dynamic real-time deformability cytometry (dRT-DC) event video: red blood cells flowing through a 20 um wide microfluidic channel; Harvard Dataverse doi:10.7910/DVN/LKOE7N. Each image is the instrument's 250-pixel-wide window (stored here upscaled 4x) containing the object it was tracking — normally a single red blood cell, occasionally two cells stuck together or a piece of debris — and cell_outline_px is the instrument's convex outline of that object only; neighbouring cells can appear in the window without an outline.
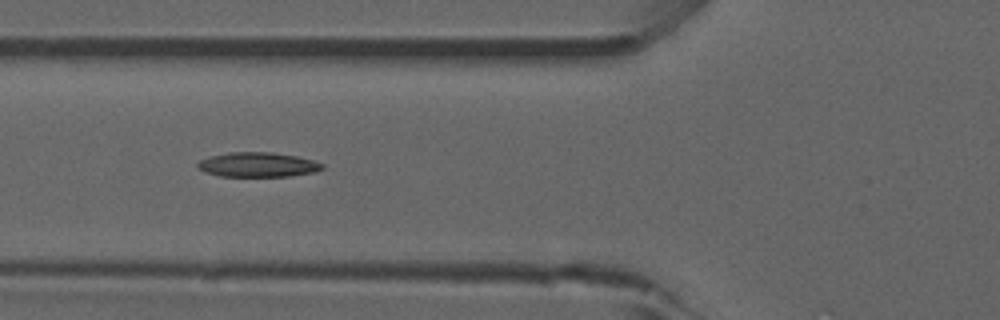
{"species": "common noctule bat (a hibernating species)", "species_latin": "Nyctalus noctula", "temperature_condition": "room temperature", "stored_images_in_passage": 39, "camera_frame_rate_fps": 3000, "um_per_image_px": 0.085, "animal": {"sex": "male", "forearm_length_mm": 52.5}, "frame": {"image": 1, "passage_image": 6, "time_ms": 1.667, "image_size_px": [1000, 320], "cell_outline_px": [[324, 168], [316, 172], [288, 176], [220, 176], [204, 172], [196, 164], [200, 160], [208, 156], [232, 152], [272, 152], [296, 156], [312, 160], [324, 164]], "centroid_in_image_um": [21.92, 13.99], "position_along_channel_um": 103.9, "area_um2": 17.86}, "authors_computed_cell_mechanics": {"area_um2": 17.629, "velocity_mm_per_s": 3.8719, "shape_relaxation_time_tau1_ms": null, "shape_relaxation_time_tau2_ms": 7.9155, "deformation_change_tau1": null, "deformation_change_tau2": 0.1713}}